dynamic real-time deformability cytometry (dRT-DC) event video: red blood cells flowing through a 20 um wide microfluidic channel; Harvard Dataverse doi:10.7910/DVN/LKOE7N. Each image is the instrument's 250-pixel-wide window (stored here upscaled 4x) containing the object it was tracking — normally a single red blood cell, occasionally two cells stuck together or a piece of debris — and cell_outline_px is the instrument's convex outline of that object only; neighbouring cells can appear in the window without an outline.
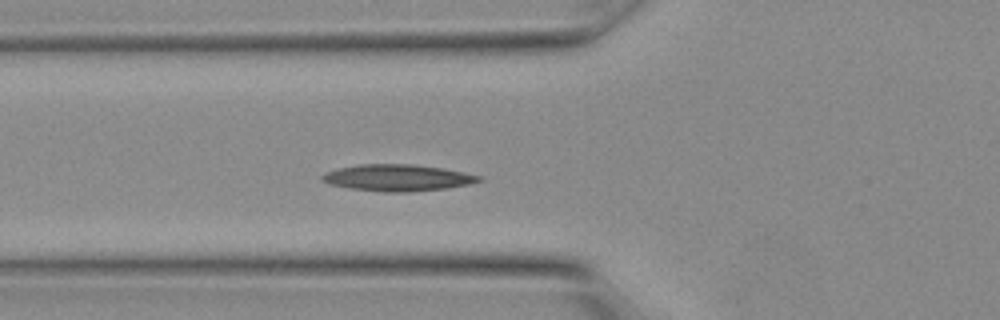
{"species": "Egyptian fruit bat (a non-hibernating species)", "species_latin": "Rousettus aegyptiacus", "temperature_condition": "warm", "stored_images_in_passage": 6, "camera_frame_rate_fps": 3000, "um_per_image_px": 0.085, "animal": {"sex": "female"}, "frame": {"image": 1, "passage_image": 4, "time_ms": 1.0, "image_size_px": [1000, 320], "cell_outline_px": [[484, 180], [468, 184], [448, 188], [408, 192], [384, 192], [348, 188], [332, 184], [320, 180], [320, 176], [328, 172], [340, 168], [360, 164], [412, 164], [440, 168], [464, 172], [480, 176]], "centroid_in_image_um": [33.8, 15.11], "position_along_channel_um": 92.0, "area_um2": 24.1}}
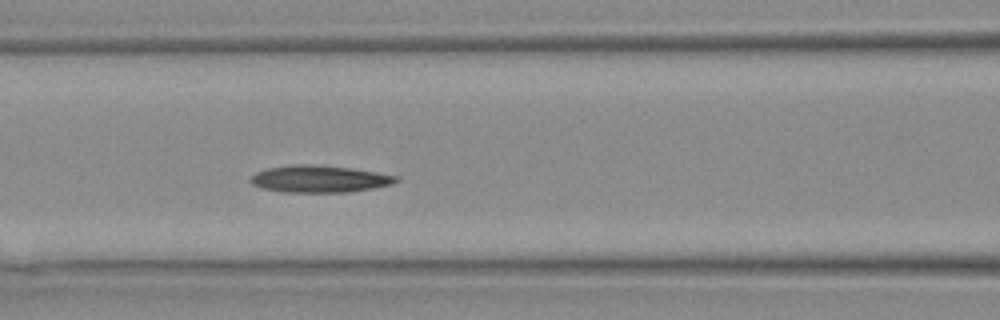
{"frame": {"image": 2, "passage_image": 6, "time_ms": 1.667, "image_size_px": [1000, 320], "cell_outline_px": [[400, 180], [392, 184], [372, 188], [348, 192], [280, 192], [260, 188], [252, 184], [248, 180], [256, 172], [268, 168], [292, 164], [308, 164], [348, 168], [376, 172], [400, 176]], "centroid_in_image_um": [27.12, 15.21], "position_along_channel_um": 139.5, "area_um2": 22.95}}